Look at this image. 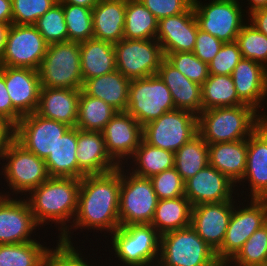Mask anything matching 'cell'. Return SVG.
Segmentation results:
<instances>
[{
  "label": "cell",
  "mask_w": 267,
  "mask_h": 266,
  "mask_svg": "<svg viewBox=\"0 0 267 266\" xmlns=\"http://www.w3.org/2000/svg\"><path fill=\"white\" fill-rule=\"evenodd\" d=\"M120 185L121 166L108 173L85 175L81 179L75 219L59 240L77 245L78 242L72 238L74 232L80 231L84 236V230L87 234L93 230L94 238V234L97 235L96 233L100 231L103 235L98 237L101 236L102 239L104 236L107 239L106 237L120 227Z\"/></svg>",
  "instance_id": "1"
},
{
  "label": "cell",
  "mask_w": 267,
  "mask_h": 266,
  "mask_svg": "<svg viewBox=\"0 0 267 266\" xmlns=\"http://www.w3.org/2000/svg\"><path fill=\"white\" fill-rule=\"evenodd\" d=\"M80 184L78 178L50 177L24 197L45 233L54 224L59 239L71 227L77 213Z\"/></svg>",
  "instance_id": "2"
},
{
  "label": "cell",
  "mask_w": 267,
  "mask_h": 266,
  "mask_svg": "<svg viewBox=\"0 0 267 266\" xmlns=\"http://www.w3.org/2000/svg\"><path fill=\"white\" fill-rule=\"evenodd\" d=\"M197 118L198 134L208 144L248 139L264 121L249 105L203 110Z\"/></svg>",
  "instance_id": "3"
},
{
  "label": "cell",
  "mask_w": 267,
  "mask_h": 266,
  "mask_svg": "<svg viewBox=\"0 0 267 266\" xmlns=\"http://www.w3.org/2000/svg\"><path fill=\"white\" fill-rule=\"evenodd\" d=\"M1 161L0 181L3 177L4 184L7 183L6 188L1 187V195L25 197L31 190L50 178L44 159L31 153L14 137L7 143ZM0 185L2 186L1 183Z\"/></svg>",
  "instance_id": "4"
},
{
  "label": "cell",
  "mask_w": 267,
  "mask_h": 266,
  "mask_svg": "<svg viewBox=\"0 0 267 266\" xmlns=\"http://www.w3.org/2000/svg\"><path fill=\"white\" fill-rule=\"evenodd\" d=\"M108 239L107 242L103 240L106 245L110 242L108 252H112L114 255L111 253V256L119 260L113 262V257L109 256L110 264L137 266L159 260L160 234L150 224L120 226L109 235Z\"/></svg>",
  "instance_id": "5"
},
{
  "label": "cell",
  "mask_w": 267,
  "mask_h": 266,
  "mask_svg": "<svg viewBox=\"0 0 267 266\" xmlns=\"http://www.w3.org/2000/svg\"><path fill=\"white\" fill-rule=\"evenodd\" d=\"M158 261L162 266H223L191 226L160 235Z\"/></svg>",
  "instance_id": "6"
},
{
  "label": "cell",
  "mask_w": 267,
  "mask_h": 266,
  "mask_svg": "<svg viewBox=\"0 0 267 266\" xmlns=\"http://www.w3.org/2000/svg\"><path fill=\"white\" fill-rule=\"evenodd\" d=\"M38 74L41 88L82 89L79 42L48 44Z\"/></svg>",
  "instance_id": "7"
},
{
  "label": "cell",
  "mask_w": 267,
  "mask_h": 266,
  "mask_svg": "<svg viewBox=\"0 0 267 266\" xmlns=\"http://www.w3.org/2000/svg\"><path fill=\"white\" fill-rule=\"evenodd\" d=\"M240 198L235 202L223 243L216 252L223 266L239 252L256 230L267 223V199Z\"/></svg>",
  "instance_id": "8"
},
{
  "label": "cell",
  "mask_w": 267,
  "mask_h": 266,
  "mask_svg": "<svg viewBox=\"0 0 267 266\" xmlns=\"http://www.w3.org/2000/svg\"><path fill=\"white\" fill-rule=\"evenodd\" d=\"M205 1L196 0L193 5L199 29L223 43L235 42L242 26L248 21L241 0Z\"/></svg>",
  "instance_id": "9"
},
{
  "label": "cell",
  "mask_w": 267,
  "mask_h": 266,
  "mask_svg": "<svg viewBox=\"0 0 267 266\" xmlns=\"http://www.w3.org/2000/svg\"><path fill=\"white\" fill-rule=\"evenodd\" d=\"M158 200L150 178L136 176L121 166L120 226L150 224Z\"/></svg>",
  "instance_id": "10"
},
{
  "label": "cell",
  "mask_w": 267,
  "mask_h": 266,
  "mask_svg": "<svg viewBox=\"0 0 267 266\" xmlns=\"http://www.w3.org/2000/svg\"><path fill=\"white\" fill-rule=\"evenodd\" d=\"M174 109L175 105L170 90L158 74L130 80L126 111L141 126Z\"/></svg>",
  "instance_id": "11"
},
{
  "label": "cell",
  "mask_w": 267,
  "mask_h": 266,
  "mask_svg": "<svg viewBox=\"0 0 267 266\" xmlns=\"http://www.w3.org/2000/svg\"><path fill=\"white\" fill-rule=\"evenodd\" d=\"M197 134V116L179 109L168 111L142 126L144 142L173 153Z\"/></svg>",
  "instance_id": "12"
},
{
  "label": "cell",
  "mask_w": 267,
  "mask_h": 266,
  "mask_svg": "<svg viewBox=\"0 0 267 266\" xmlns=\"http://www.w3.org/2000/svg\"><path fill=\"white\" fill-rule=\"evenodd\" d=\"M114 50L116 68L129 80L157 74L165 58L162 47L156 39L123 38L114 44Z\"/></svg>",
  "instance_id": "13"
},
{
  "label": "cell",
  "mask_w": 267,
  "mask_h": 266,
  "mask_svg": "<svg viewBox=\"0 0 267 266\" xmlns=\"http://www.w3.org/2000/svg\"><path fill=\"white\" fill-rule=\"evenodd\" d=\"M48 43L34 25L11 24L0 66L38 70Z\"/></svg>",
  "instance_id": "14"
},
{
  "label": "cell",
  "mask_w": 267,
  "mask_h": 266,
  "mask_svg": "<svg viewBox=\"0 0 267 266\" xmlns=\"http://www.w3.org/2000/svg\"><path fill=\"white\" fill-rule=\"evenodd\" d=\"M39 230L42 229L36 223L29 203L24 197L0 194V244H19L38 240Z\"/></svg>",
  "instance_id": "15"
},
{
  "label": "cell",
  "mask_w": 267,
  "mask_h": 266,
  "mask_svg": "<svg viewBox=\"0 0 267 266\" xmlns=\"http://www.w3.org/2000/svg\"><path fill=\"white\" fill-rule=\"evenodd\" d=\"M236 190L237 194L240 195V192L245 199L247 196L248 199H267V123L265 121L247 139L246 171L237 183Z\"/></svg>",
  "instance_id": "16"
},
{
  "label": "cell",
  "mask_w": 267,
  "mask_h": 266,
  "mask_svg": "<svg viewBox=\"0 0 267 266\" xmlns=\"http://www.w3.org/2000/svg\"><path fill=\"white\" fill-rule=\"evenodd\" d=\"M69 125L41 117L36 112L23 116L13 128V137L27 150L46 159Z\"/></svg>",
  "instance_id": "17"
},
{
  "label": "cell",
  "mask_w": 267,
  "mask_h": 266,
  "mask_svg": "<svg viewBox=\"0 0 267 266\" xmlns=\"http://www.w3.org/2000/svg\"><path fill=\"white\" fill-rule=\"evenodd\" d=\"M102 134L107 152L119 166H125L143 140L141 124L127 111H118Z\"/></svg>",
  "instance_id": "18"
},
{
  "label": "cell",
  "mask_w": 267,
  "mask_h": 266,
  "mask_svg": "<svg viewBox=\"0 0 267 266\" xmlns=\"http://www.w3.org/2000/svg\"><path fill=\"white\" fill-rule=\"evenodd\" d=\"M238 197L241 195L229 201L192 207L190 226L215 252L221 248Z\"/></svg>",
  "instance_id": "19"
},
{
  "label": "cell",
  "mask_w": 267,
  "mask_h": 266,
  "mask_svg": "<svg viewBox=\"0 0 267 266\" xmlns=\"http://www.w3.org/2000/svg\"><path fill=\"white\" fill-rule=\"evenodd\" d=\"M231 77L238 98L244 104L252 106L265 118L267 116L265 112L267 110V68L259 62L242 58L234 68Z\"/></svg>",
  "instance_id": "20"
},
{
  "label": "cell",
  "mask_w": 267,
  "mask_h": 266,
  "mask_svg": "<svg viewBox=\"0 0 267 266\" xmlns=\"http://www.w3.org/2000/svg\"><path fill=\"white\" fill-rule=\"evenodd\" d=\"M184 195L195 206L232 200L237 190L233 181L208 164L185 182Z\"/></svg>",
  "instance_id": "21"
},
{
  "label": "cell",
  "mask_w": 267,
  "mask_h": 266,
  "mask_svg": "<svg viewBox=\"0 0 267 266\" xmlns=\"http://www.w3.org/2000/svg\"><path fill=\"white\" fill-rule=\"evenodd\" d=\"M198 28L191 5L184 13L160 19L155 39L164 54L193 52Z\"/></svg>",
  "instance_id": "22"
},
{
  "label": "cell",
  "mask_w": 267,
  "mask_h": 266,
  "mask_svg": "<svg viewBox=\"0 0 267 266\" xmlns=\"http://www.w3.org/2000/svg\"><path fill=\"white\" fill-rule=\"evenodd\" d=\"M13 108L23 117L36 112L41 91L38 70L0 66Z\"/></svg>",
  "instance_id": "23"
},
{
  "label": "cell",
  "mask_w": 267,
  "mask_h": 266,
  "mask_svg": "<svg viewBox=\"0 0 267 266\" xmlns=\"http://www.w3.org/2000/svg\"><path fill=\"white\" fill-rule=\"evenodd\" d=\"M76 159L86 175L104 174L119 168L107 152L102 132L77 128Z\"/></svg>",
  "instance_id": "24"
},
{
  "label": "cell",
  "mask_w": 267,
  "mask_h": 266,
  "mask_svg": "<svg viewBox=\"0 0 267 266\" xmlns=\"http://www.w3.org/2000/svg\"><path fill=\"white\" fill-rule=\"evenodd\" d=\"M81 89L41 88L36 113L76 127Z\"/></svg>",
  "instance_id": "25"
},
{
  "label": "cell",
  "mask_w": 267,
  "mask_h": 266,
  "mask_svg": "<svg viewBox=\"0 0 267 266\" xmlns=\"http://www.w3.org/2000/svg\"><path fill=\"white\" fill-rule=\"evenodd\" d=\"M157 74L169 88L175 109L188 111L198 116L202 111L201 85L185 77L165 58Z\"/></svg>",
  "instance_id": "26"
},
{
  "label": "cell",
  "mask_w": 267,
  "mask_h": 266,
  "mask_svg": "<svg viewBox=\"0 0 267 266\" xmlns=\"http://www.w3.org/2000/svg\"><path fill=\"white\" fill-rule=\"evenodd\" d=\"M127 0H100L92 8L93 38L112 44L124 38Z\"/></svg>",
  "instance_id": "27"
},
{
  "label": "cell",
  "mask_w": 267,
  "mask_h": 266,
  "mask_svg": "<svg viewBox=\"0 0 267 266\" xmlns=\"http://www.w3.org/2000/svg\"><path fill=\"white\" fill-rule=\"evenodd\" d=\"M247 139L208 144L209 165L237 184L246 171Z\"/></svg>",
  "instance_id": "28"
},
{
  "label": "cell",
  "mask_w": 267,
  "mask_h": 266,
  "mask_svg": "<svg viewBox=\"0 0 267 266\" xmlns=\"http://www.w3.org/2000/svg\"><path fill=\"white\" fill-rule=\"evenodd\" d=\"M129 83L117 69L99 77L87 79L82 90L89 96L101 99L117 111H126L129 101Z\"/></svg>",
  "instance_id": "29"
},
{
  "label": "cell",
  "mask_w": 267,
  "mask_h": 266,
  "mask_svg": "<svg viewBox=\"0 0 267 266\" xmlns=\"http://www.w3.org/2000/svg\"><path fill=\"white\" fill-rule=\"evenodd\" d=\"M76 153L77 128L70 127L44 160L50 177L82 179L86 174L78 167Z\"/></svg>",
  "instance_id": "30"
},
{
  "label": "cell",
  "mask_w": 267,
  "mask_h": 266,
  "mask_svg": "<svg viewBox=\"0 0 267 266\" xmlns=\"http://www.w3.org/2000/svg\"><path fill=\"white\" fill-rule=\"evenodd\" d=\"M79 47L83 83L87 79L99 77L117 69L114 44L91 38L80 42Z\"/></svg>",
  "instance_id": "31"
},
{
  "label": "cell",
  "mask_w": 267,
  "mask_h": 266,
  "mask_svg": "<svg viewBox=\"0 0 267 266\" xmlns=\"http://www.w3.org/2000/svg\"><path fill=\"white\" fill-rule=\"evenodd\" d=\"M175 153L149 145L143 140L133 156L125 163L132 174L151 178L174 167ZM133 164V165H132Z\"/></svg>",
  "instance_id": "32"
},
{
  "label": "cell",
  "mask_w": 267,
  "mask_h": 266,
  "mask_svg": "<svg viewBox=\"0 0 267 266\" xmlns=\"http://www.w3.org/2000/svg\"><path fill=\"white\" fill-rule=\"evenodd\" d=\"M192 207L185 195L173 199L158 200L150 225L160 235L188 227L191 224Z\"/></svg>",
  "instance_id": "33"
},
{
  "label": "cell",
  "mask_w": 267,
  "mask_h": 266,
  "mask_svg": "<svg viewBox=\"0 0 267 266\" xmlns=\"http://www.w3.org/2000/svg\"><path fill=\"white\" fill-rule=\"evenodd\" d=\"M202 111L246 105L237 96L231 75H212L201 85Z\"/></svg>",
  "instance_id": "34"
},
{
  "label": "cell",
  "mask_w": 267,
  "mask_h": 266,
  "mask_svg": "<svg viewBox=\"0 0 267 266\" xmlns=\"http://www.w3.org/2000/svg\"><path fill=\"white\" fill-rule=\"evenodd\" d=\"M117 112L116 109L105 101L91 97L81 89L76 128L102 132Z\"/></svg>",
  "instance_id": "35"
},
{
  "label": "cell",
  "mask_w": 267,
  "mask_h": 266,
  "mask_svg": "<svg viewBox=\"0 0 267 266\" xmlns=\"http://www.w3.org/2000/svg\"><path fill=\"white\" fill-rule=\"evenodd\" d=\"M158 20L140 0H127L125 12V39H155Z\"/></svg>",
  "instance_id": "36"
},
{
  "label": "cell",
  "mask_w": 267,
  "mask_h": 266,
  "mask_svg": "<svg viewBox=\"0 0 267 266\" xmlns=\"http://www.w3.org/2000/svg\"><path fill=\"white\" fill-rule=\"evenodd\" d=\"M208 164V143L199 134L175 152L174 168L184 182Z\"/></svg>",
  "instance_id": "37"
},
{
  "label": "cell",
  "mask_w": 267,
  "mask_h": 266,
  "mask_svg": "<svg viewBox=\"0 0 267 266\" xmlns=\"http://www.w3.org/2000/svg\"><path fill=\"white\" fill-rule=\"evenodd\" d=\"M43 240L45 244L41 239L19 244H0V266H43L49 248Z\"/></svg>",
  "instance_id": "38"
},
{
  "label": "cell",
  "mask_w": 267,
  "mask_h": 266,
  "mask_svg": "<svg viewBox=\"0 0 267 266\" xmlns=\"http://www.w3.org/2000/svg\"><path fill=\"white\" fill-rule=\"evenodd\" d=\"M225 266H267V223L248 238Z\"/></svg>",
  "instance_id": "39"
},
{
  "label": "cell",
  "mask_w": 267,
  "mask_h": 266,
  "mask_svg": "<svg viewBox=\"0 0 267 266\" xmlns=\"http://www.w3.org/2000/svg\"><path fill=\"white\" fill-rule=\"evenodd\" d=\"M55 241L56 247H51V245H49L50 247L46 251L43 266H103L102 264L99 265L100 262L96 263L98 259L94 258V260H92L93 257L89 253V260L87 254H85V256L82 254L83 249L81 248H83V245L80 246V244H78L79 246L77 245L76 247L75 244H70L59 239ZM104 266H106V264H104Z\"/></svg>",
  "instance_id": "40"
},
{
  "label": "cell",
  "mask_w": 267,
  "mask_h": 266,
  "mask_svg": "<svg viewBox=\"0 0 267 266\" xmlns=\"http://www.w3.org/2000/svg\"><path fill=\"white\" fill-rule=\"evenodd\" d=\"M68 41L82 42L93 38L92 9L63 4Z\"/></svg>",
  "instance_id": "41"
},
{
  "label": "cell",
  "mask_w": 267,
  "mask_h": 266,
  "mask_svg": "<svg viewBox=\"0 0 267 266\" xmlns=\"http://www.w3.org/2000/svg\"><path fill=\"white\" fill-rule=\"evenodd\" d=\"M242 58L259 62L267 68V36L249 21L241 28L236 41Z\"/></svg>",
  "instance_id": "42"
},
{
  "label": "cell",
  "mask_w": 267,
  "mask_h": 266,
  "mask_svg": "<svg viewBox=\"0 0 267 266\" xmlns=\"http://www.w3.org/2000/svg\"><path fill=\"white\" fill-rule=\"evenodd\" d=\"M48 44L68 41L63 4L57 2L34 24Z\"/></svg>",
  "instance_id": "43"
},
{
  "label": "cell",
  "mask_w": 267,
  "mask_h": 266,
  "mask_svg": "<svg viewBox=\"0 0 267 266\" xmlns=\"http://www.w3.org/2000/svg\"><path fill=\"white\" fill-rule=\"evenodd\" d=\"M164 56L185 77L199 85L210 75L208 64L202 62L193 52L167 53Z\"/></svg>",
  "instance_id": "44"
},
{
  "label": "cell",
  "mask_w": 267,
  "mask_h": 266,
  "mask_svg": "<svg viewBox=\"0 0 267 266\" xmlns=\"http://www.w3.org/2000/svg\"><path fill=\"white\" fill-rule=\"evenodd\" d=\"M59 0H11L12 24L34 25Z\"/></svg>",
  "instance_id": "45"
},
{
  "label": "cell",
  "mask_w": 267,
  "mask_h": 266,
  "mask_svg": "<svg viewBox=\"0 0 267 266\" xmlns=\"http://www.w3.org/2000/svg\"><path fill=\"white\" fill-rule=\"evenodd\" d=\"M150 180L159 200L184 196L185 182L174 167L152 176Z\"/></svg>",
  "instance_id": "46"
},
{
  "label": "cell",
  "mask_w": 267,
  "mask_h": 266,
  "mask_svg": "<svg viewBox=\"0 0 267 266\" xmlns=\"http://www.w3.org/2000/svg\"><path fill=\"white\" fill-rule=\"evenodd\" d=\"M241 59V51L236 42L224 43L216 56L208 63L209 74L231 75Z\"/></svg>",
  "instance_id": "47"
},
{
  "label": "cell",
  "mask_w": 267,
  "mask_h": 266,
  "mask_svg": "<svg viewBox=\"0 0 267 266\" xmlns=\"http://www.w3.org/2000/svg\"><path fill=\"white\" fill-rule=\"evenodd\" d=\"M142 4L160 19L184 13L191 4L187 0H140Z\"/></svg>",
  "instance_id": "48"
},
{
  "label": "cell",
  "mask_w": 267,
  "mask_h": 266,
  "mask_svg": "<svg viewBox=\"0 0 267 266\" xmlns=\"http://www.w3.org/2000/svg\"><path fill=\"white\" fill-rule=\"evenodd\" d=\"M223 44L218 38L198 28L193 53L202 62L208 64L216 56Z\"/></svg>",
  "instance_id": "49"
},
{
  "label": "cell",
  "mask_w": 267,
  "mask_h": 266,
  "mask_svg": "<svg viewBox=\"0 0 267 266\" xmlns=\"http://www.w3.org/2000/svg\"><path fill=\"white\" fill-rule=\"evenodd\" d=\"M0 118L14 128L22 116L13 108V104L8 95L5 78L0 73Z\"/></svg>",
  "instance_id": "50"
},
{
  "label": "cell",
  "mask_w": 267,
  "mask_h": 266,
  "mask_svg": "<svg viewBox=\"0 0 267 266\" xmlns=\"http://www.w3.org/2000/svg\"><path fill=\"white\" fill-rule=\"evenodd\" d=\"M248 21L261 33L267 36V7L253 11L248 15Z\"/></svg>",
  "instance_id": "51"
},
{
  "label": "cell",
  "mask_w": 267,
  "mask_h": 266,
  "mask_svg": "<svg viewBox=\"0 0 267 266\" xmlns=\"http://www.w3.org/2000/svg\"><path fill=\"white\" fill-rule=\"evenodd\" d=\"M13 137V128L0 118V162L7 143Z\"/></svg>",
  "instance_id": "52"
},
{
  "label": "cell",
  "mask_w": 267,
  "mask_h": 266,
  "mask_svg": "<svg viewBox=\"0 0 267 266\" xmlns=\"http://www.w3.org/2000/svg\"><path fill=\"white\" fill-rule=\"evenodd\" d=\"M0 23L12 24L11 0H0Z\"/></svg>",
  "instance_id": "53"
},
{
  "label": "cell",
  "mask_w": 267,
  "mask_h": 266,
  "mask_svg": "<svg viewBox=\"0 0 267 266\" xmlns=\"http://www.w3.org/2000/svg\"><path fill=\"white\" fill-rule=\"evenodd\" d=\"M245 2H248V3H245ZM241 4L242 5L247 4L244 10H245L246 14L249 15L250 13H252L253 11H255L257 9L266 8L267 7V0H244V2L242 0Z\"/></svg>",
  "instance_id": "54"
},
{
  "label": "cell",
  "mask_w": 267,
  "mask_h": 266,
  "mask_svg": "<svg viewBox=\"0 0 267 266\" xmlns=\"http://www.w3.org/2000/svg\"><path fill=\"white\" fill-rule=\"evenodd\" d=\"M10 25L11 24L0 23V59L2 58L5 50V43Z\"/></svg>",
  "instance_id": "55"
},
{
  "label": "cell",
  "mask_w": 267,
  "mask_h": 266,
  "mask_svg": "<svg viewBox=\"0 0 267 266\" xmlns=\"http://www.w3.org/2000/svg\"><path fill=\"white\" fill-rule=\"evenodd\" d=\"M100 0H59L62 4H73L86 8H93Z\"/></svg>",
  "instance_id": "56"
},
{
  "label": "cell",
  "mask_w": 267,
  "mask_h": 266,
  "mask_svg": "<svg viewBox=\"0 0 267 266\" xmlns=\"http://www.w3.org/2000/svg\"><path fill=\"white\" fill-rule=\"evenodd\" d=\"M137 266H162V264L159 261H155V262H152V263H147V264H144V265H137Z\"/></svg>",
  "instance_id": "57"
},
{
  "label": "cell",
  "mask_w": 267,
  "mask_h": 266,
  "mask_svg": "<svg viewBox=\"0 0 267 266\" xmlns=\"http://www.w3.org/2000/svg\"><path fill=\"white\" fill-rule=\"evenodd\" d=\"M187 1L193 6L196 0H187Z\"/></svg>",
  "instance_id": "58"
}]
</instances>
